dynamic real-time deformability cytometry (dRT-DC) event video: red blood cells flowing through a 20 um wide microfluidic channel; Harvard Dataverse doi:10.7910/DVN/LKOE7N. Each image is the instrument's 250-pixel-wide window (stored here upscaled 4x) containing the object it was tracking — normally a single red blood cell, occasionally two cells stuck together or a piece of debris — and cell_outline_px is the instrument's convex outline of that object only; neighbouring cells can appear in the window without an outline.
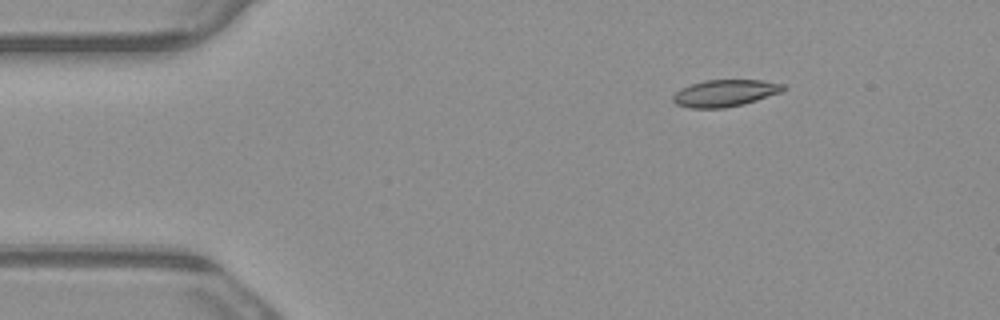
{"species": "common noctule bat (a hibernating species)", "species_latin": "Nyctalus noctula", "temperature_condition": "warm", "stored_images_in_passage": 2, "camera_frame_rate_fps": 3000, "um_per_image_px": 0.085, "animal": {"sex": "male", "body_mass_g": 23.1, "forearm_length_mm": 52.7}, "frame": {"image": 1, "passage_image": 1, "time_ms": 0.0, "image_size_px": [1000, 320], "cell_outline_px": [[788, 88], [784, 92], [744, 104], [724, 108], [688, 108], [676, 104], [672, 100], [672, 96], [680, 88], [704, 80], [764, 80], [784, 84]], "centroid_in_image_um": [61.67, 7.91], "position_along_channel_um": 23.3, "area_um2": 17.57}}